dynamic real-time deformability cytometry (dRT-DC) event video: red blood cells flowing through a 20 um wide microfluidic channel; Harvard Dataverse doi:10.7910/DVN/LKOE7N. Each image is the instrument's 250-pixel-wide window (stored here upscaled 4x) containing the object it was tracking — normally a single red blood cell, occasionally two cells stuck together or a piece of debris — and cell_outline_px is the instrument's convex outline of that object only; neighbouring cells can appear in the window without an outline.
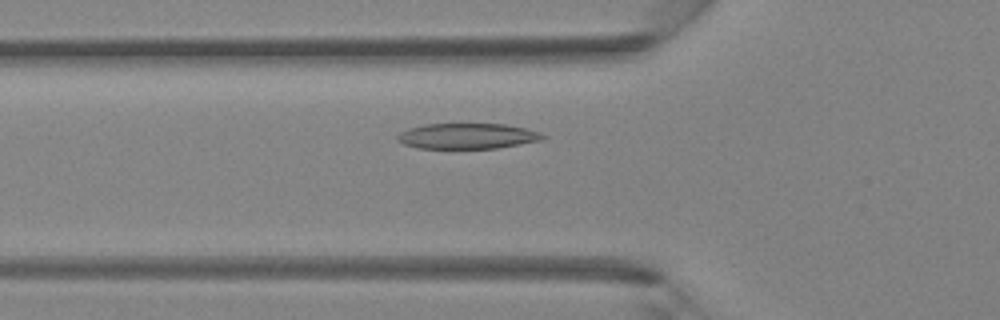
{"species": "Egyptian fruit bat (a non-hibernating species)", "species_latin": "Rousettus aegyptiacus", "temperature_condition": "room temperature", "stored_images_in_passage": 30, "camera_frame_rate_fps": 3000, "um_per_image_px": 0.085, "animal": {"sex": "female"}, "frame": {"image": 1, "passage_image": 2, "time_ms": 0.333, "image_size_px": [1000, 320], "cell_outline_px": [[548, 136], [544, 140], [496, 148], [416, 148], [404, 144], [396, 140], [396, 136], [400, 132], [408, 128], [424, 124], [504, 124], [524, 128], [540, 132]], "centroid_in_image_um": [39.72, 11.56], "position_along_channel_um": 86.1, "area_um2": 21.73}}
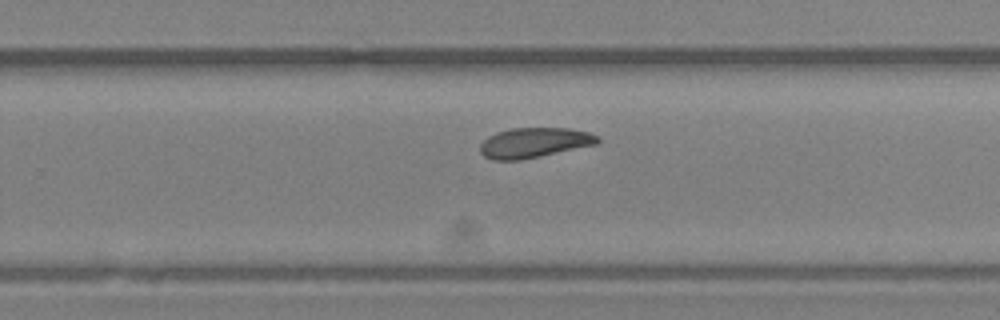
{"frame": {"image": 2, "passage_image": 15, "time_ms": 4.667, "image_size_px": [1000, 320], "cell_outline_px": [[600, 144], [520, 160], [492, 160], [484, 156], [480, 152], [480, 144], [488, 136], [496, 132], [512, 128], [568, 128], [588, 132], [596, 136], [600, 140]], "centroid_in_image_um": [45.41, 12.13], "position_along_channel_um": 284.4, "area_um2": 20.63}}
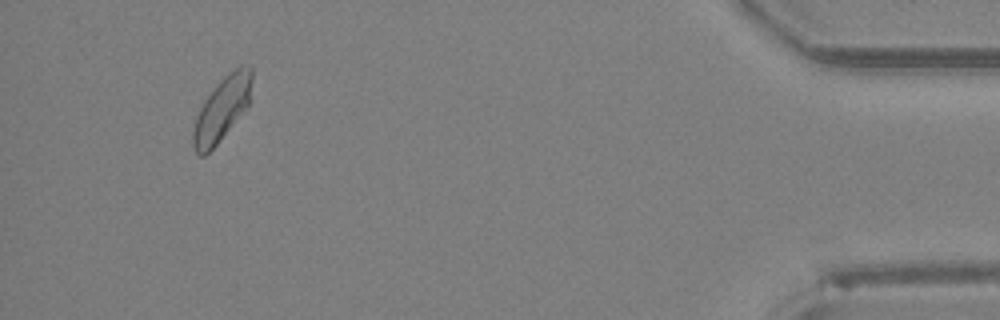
{"frame": {"image": 3, "passage_image": 28, "time_ms": 9.0, "image_size_px": [1000, 320], "cell_outline_px": [[252, 80], [248, 104], [216, 144], [204, 156], [200, 156], [196, 152], [192, 144], [192, 132], [196, 116], [204, 100], [216, 84], [228, 72], [240, 64], [252, 64]], "centroid_in_image_um": [18.85, 9.19], "position_along_channel_um": 416.3, "area_um2": 21.56}}